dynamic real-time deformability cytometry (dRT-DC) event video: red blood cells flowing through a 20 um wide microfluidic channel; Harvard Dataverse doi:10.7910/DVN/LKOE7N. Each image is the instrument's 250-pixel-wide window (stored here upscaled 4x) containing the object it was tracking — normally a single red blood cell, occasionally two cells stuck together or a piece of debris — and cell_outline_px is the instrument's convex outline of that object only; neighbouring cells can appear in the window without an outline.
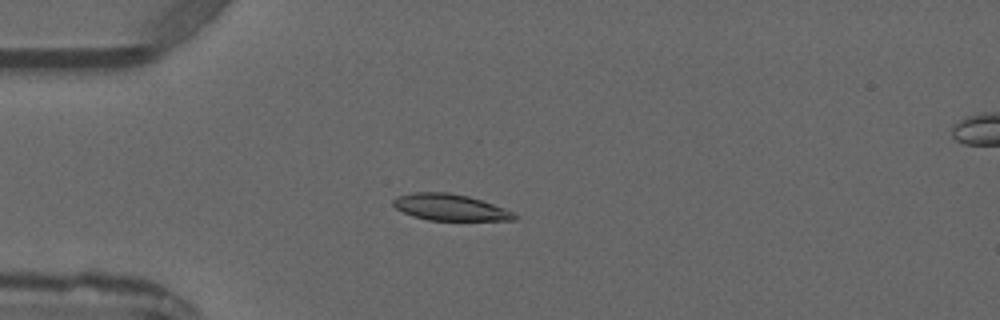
{"species": "common noctule bat (a hibernating species)", "species_latin": "Nyctalus noctula", "temperature_condition": "warm", "stored_images_in_passage": 5, "camera_frame_rate_fps": 3000, "um_per_image_px": 0.085, "animal": {"sex": "male", "forearm_length_mm": 52.5}, "frame": {"image": 1, "passage_image": 4, "time_ms": 3.667, "image_size_px": [1000, 320], "cell_outline_px": [[520, 216], [516, 220], [428, 220], [412, 216], [396, 208], [392, 204], [392, 200], [396, 196], [412, 192], [448, 192], [468, 196], [504, 208]], "centroid_in_image_um": [38.23, 17.62], "position_along_channel_um": 46.8, "area_um2": 18.67}}